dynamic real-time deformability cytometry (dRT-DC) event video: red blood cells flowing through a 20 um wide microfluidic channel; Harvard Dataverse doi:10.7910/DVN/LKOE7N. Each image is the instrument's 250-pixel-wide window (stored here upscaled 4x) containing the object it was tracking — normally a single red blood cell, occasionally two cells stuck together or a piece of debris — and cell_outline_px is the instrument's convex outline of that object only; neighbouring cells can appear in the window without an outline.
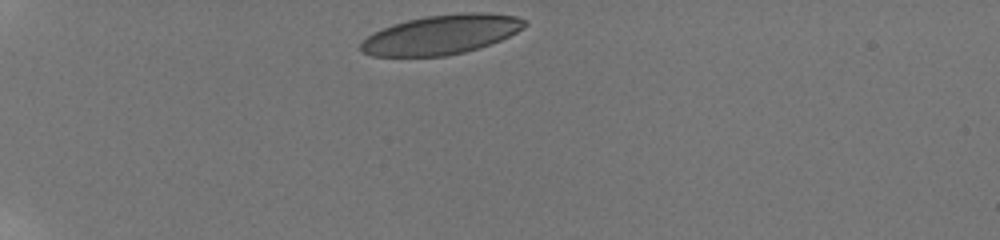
{"species": "human", "species_latin": "Homo sapiens", "temperature_condition": "room temperature", "stored_images_in_passage": 40, "camera_frame_rate_fps": 3000, "um_per_image_px": 0.085, "donor": {"sex": "male"}, "frame": {"image": 1, "passage_image": 1, "time_ms": 0.0, "image_size_px": [1000, 240], "cell_outline_px": [[528, 24], [524, 28], [500, 40], [464, 52], [444, 56], [372, 56], [364, 52], [360, 48], [360, 44], [372, 32], [392, 24], [424, 16], [464, 12], [488, 12], [516, 16], [528, 20]], "centroid_in_image_um": [37.53, 2.92], "position_along_channel_um": 47.5, "area_um2": 37.63}}
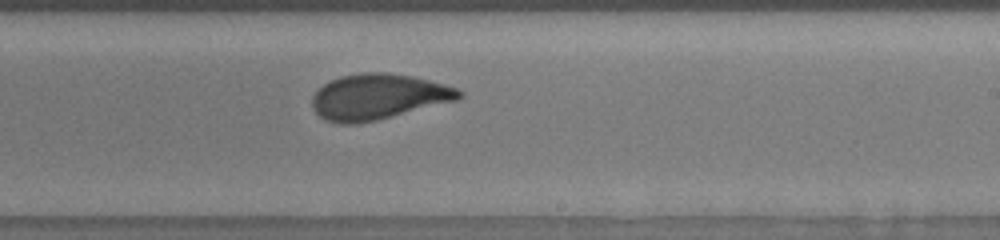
{"frame": {"image": 2, "passage_image": 24, "time_ms": 7.0, "image_size_px": [1000, 240], "cell_outline_px": [[464, 96], [456, 100], [376, 120], [356, 124], [340, 124], [328, 120], [320, 116], [316, 112], [312, 104], [312, 96], [324, 84], [340, 76], [364, 72], [388, 72], [412, 76], [428, 80], [456, 88], [464, 92]], "centroid_in_image_um": [32.14, 8.21], "position_along_channel_um": 256.9, "area_um2": 38.61}}
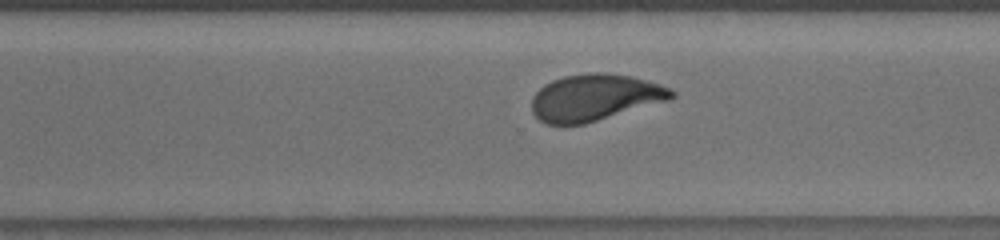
{"frame": {"image": 3, "passage_image": 30, "time_ms": 8.667, "image_size_px": [1000, 240], "cell_outline_px": [[676, 96], [668, 100], [584, 124], [544, 124], [532, 112], [532, 96], [544, 84], [552, 80], [564, 76], [596, 72], [604, 72], [632, 76], [660, 84], [672, 88], [676, 92]], "centroid_in_image_um": [50.56, 8.28], "position_along_channel_um": 320.0, "area_um2": 37.92}, "authors_computed_cell_mechanics": {"area_um2": 38.7549, "velocity_mm_per_s": 3.7978, "shape_relaxation_time_tau1_ms": 3.8834, "shape_relaxation_time_tau2_ms": 0.8465, "deformation_change_tau1": 0.1451, "deformation_change_tau2": 0.0635}}